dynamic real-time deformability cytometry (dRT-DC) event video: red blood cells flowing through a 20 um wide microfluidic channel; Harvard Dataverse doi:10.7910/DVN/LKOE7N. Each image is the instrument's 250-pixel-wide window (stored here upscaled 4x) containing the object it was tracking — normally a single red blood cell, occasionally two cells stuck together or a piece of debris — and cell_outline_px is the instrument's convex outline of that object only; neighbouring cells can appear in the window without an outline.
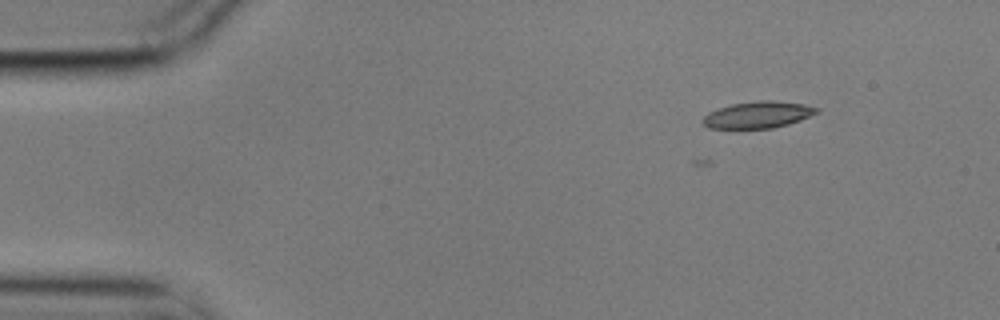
{"species": "common noctule bat (a hibernating species)", "species_latin": "Nyctalus noctula", "temperature_condition": "cold", "stored_images_in_passage": 7, "camera_frame_rate_fps": 3000, "um_per_image_px": 0.085, "animal": {"sex": "male", "body_mass_g": 17.9}, "frame": {"image": 1, "passage_image": 1, "time_ms": 0.0, "image_size_px": [1000, 320], "cell_outline_px": [[820, 112], [800, 120], [788, 124], [772, 128], [708, 128], [700, 120], [708, 112], [716, 108], [732, 104], [760, 100], [772, 100], [804, 104], [820, 108]], "centroid_in_image_um": [64.42, 9.75], "position_along_channel_um": 20.6, "area_um2": 17.8}}